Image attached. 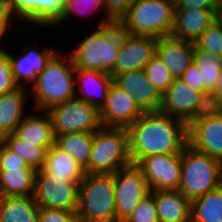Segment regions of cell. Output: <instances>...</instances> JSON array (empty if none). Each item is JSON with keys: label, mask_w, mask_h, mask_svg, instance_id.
Returning <instances> with one entry per match:
<instances>
[{"label": "cell", "mask_w": 222, "mask_h": 222, "mask_svg": "<svg viewBox=\"0 0 222 222\" xmlns=\"http://www.w3.org/2000/svg\"><path fill=\"white\" fill-rule=\"evenodd\" d=\"M215 0H180L175 10L214 9Z\"/></svg>", "instance_id": "obj_42"}, {"label": "cell", "mask_w": 222, "mask_h": 222, "mask_svg": "<svg viewBox=\"0 0 222 222\" xmlns=\"http://www.w3.org/2000/svg\"><path fill=\"white\" fill-rule=\"evenodd\" d=\"M202 93L190 88L181 78L174 79L162 94L159 111L186 123L193 116Z\"/></svg>", "instance_id": "obj_18"}, {"label": "cell", "mask_w": 222, "mask_h": 222, "mask_svg": "<svg viewBox=\"0 0 222 222\" xmlns=\"http://www.w3.org/2000/svg\"><path fill=\"white\" fill-rule=\"evenodd\" d=\"M38 211L33 196L0 197V222H38Z\"/></svg>", "instance_id": "obj_26"}, {"label": "cell", "mask_w": 222, "mask_h": 222, "mask_svg": "<svg viewBox=\"0 0 222 222\" xmlns=\"http://www.w3.org/2000/svg\"><path fill=\"white\" fill-rule=\"evenodd\" d=\"M215 20L214 9L175 10L174 25L170 36L194 43Z\"/></svg>", "instance_id": "obj_21"}, {"label": "cell", "mask_w": 222, "mask_h": 222, "mask_svg": "<svg viewBox=\"0 0 222 222\" xmlns=\"http://www.w3.org/2000/svg\"><path fill=\"white\" fill-rule=\"evenodd\" d=\"M9 3L17 24L19 20L25 26L49 29L61 17L64 0H9Z\"/></svg>", "instance_id": "obj_15"}, {"label": "cell", "mask_w": 222, "mask_h": 222, "mask_svg": "<svg viewBox=\"0 0 222 222\" xmlns=\"http://www.w3.org/2000/svg\"><path fill=\"white\" fill-rule=\"evenodd\" d=\"M178 190L190 201L222 185V162L187 145L182 151Z\"/></svg>", "instance_id": "obj_5"}, {"label": "cell", "mask_w": 222, "mask_h": 222, "mask_svg": "<svg viewBox=\"0 0 222 222\" xmlns=\"http://www.w3.org/2000/svg\"><path fill=\"white\" fill-rule=\"evenodd\" d=\"M154 201L159 222H191V201L179 190H156Z\"/></svg>", "instance_id": "obj_24"}, {"label": "cell", "mask_w": 222, "mask_h": 222, "mask_svg": "<svg viewBox=\"0 0 222 222\" xmlns=\"http://www.w3.org/2000/svg\"><path fill=\"white\" fill-rule=\"evenodd\" d=\"M134 2L135 0H104V17L101 16L100 22L119 23Z\"/></svg>", "instance_id": "obj_37"}, {"label": "cell", "mask_w": 222, "mask_h": 222, "mask_svg": "<svg viewBox=\"0 0 222 222\" xmlns=\"http://www.w3.org/2000/svg\"><path fill=\"white\" fill-rule=\"evenodd\" d=\"M222 116V99H219L213 92H203L197 104L193 116L186 123Z\"/></svg>", "instance_id": "obj_34"}, {"label": "cell", "mask_w": 222, "mask_h": 222, "mask_svg": "<svg viewBox=\"0 0 222 222\" xmlns=\"http://www.w3.org/2000/svg\"><path fill=\"white\" fill-rule=\"evenodd\" d=\"M180 154H158L142 158L136 165L142 170L151 191L178 190L182 173Z\"/></svg>", "instance_id": "obj_11"}, {"label": "cell", "mask_w": 222, "mask_h": 222, "mask_svg": "<svg viewBox=\"0 0 222 222\" xmlns=\"http://www.w3.org/2000/svg\"><path fill=\"white\" fill-rule=\"evenodd\" d=\"M222 71V66H221ZM212 92L219 98L222 99V72L218 76V79L216 80L215 86L212 90Z\"/></svg>", "instance_id": "obj_45"}, {"label": "cell", "mask_w": 222, "mask_h": 222, "mask_svg": "<svg viewBox=\"0 0 222 222\" xmlns=\"http://www.w3.org/2000/svg\"><path fill=\"white\" fill-rule=\"evenodd\" d=\"M169 1L176 6V4H177L180 0H169Z\"/></svg>", "instance_id": "obj_49"}, {"label": "cell", "mask_w": 222, "mask_h": 222, "mask_svg": "<svg viewBox=\"0 0 222 222\" xmlns=\"http://www.w3.org/2000/svg\"><path fill=\"white\" fill-rule=\"evenodd\" d=\"M11 26L12 27H15L13 26V22H0V52H5L6 50V47L4 48L3 47V43L2 41H4V37L6 36L7 37V33L8 32H12L10 31L11 29ZM8 31V32H7ZM2 39V40H1ZM2 44V45H1ZM3 47V48H2Z\"/></svg>", "instance_id": "obj_44"}, {"label": "cell", "mask_w": 222, "mask_h": 222, "mask_svg": "<svg viewBox=\"0 0 222 222\" xmlns=\"http://www.w3.org/2000/svg\"><path fill=\"white\" fill-rule=\"evenodd\" d=\"M143 70L150 83H152L161 94L166 91L174 80L169 69L156 55L147 63Z\"/></svg>", "instance_id": "obj_33"}, {"label": "cell", "mask_w": 222, "mask_h": 222, "mask_svg": "<svg viewBox=\"0 0 222 222\" xmlns=\"http://www.w3.org/2000/svg\"><path fill=\"white\" fill-rule=\"evenodd\" d=\"M157 38L125 34L119 46L118 58L112 70L113 79L122 73L143 70L156 55Z\"/></svg>", "instance_id": "obj_13"}, {"label": "cell", "mask_w": 222, "mask_h": 222, "mask_svg": "<svg viewBox=\"0 0 222 222\" xmlns=\"http://www.w3.org/2000/svg\"><path fill=\"white\" fill-rule=\"evenodd\" d=\"M193 62L200 71L203 92H212L221 74L222 56L195 47Z\"/></svg>", "instance_id": "obj_31"}, {"label": "cell", "mask_w": 222, "mask_h": 222, "mask_svg": "<svg viewBox=\"0 0 222 222\" xmlns=\"http://www.w3.org/2000/svg\"><path fill=\"white\" fill-rule=\"evenodd\" d=\"M131 164L127 128L102 126L94 132L90 162L85 173L114 174Z\"/></svg>", "instance_id": "obj_6"}, {"label": "cell", "mask_w": 222, "mask_h": 222, "mask_svg": "<svg viewBox=\"0 0 222 222\" xmlns=\"http://www.w3.org/2000/svg\"><path fill=\"white\" fill-rule=\"evenodd\" d=\"M75 215L62 209L39 208L38 222H69Z\"/></svg>", "instance_id": "obj_40"}, {"label": "cell", "mask_w": 222, "mask_h": 222, "mask_svg": "<svg viewBox=\"0 0 222 222\" xmlns=\"http://www.w3.org/2000/svg\"><path fill=\"white\" fill-rule=\"evenodd\" d=\"M75 82V97L89 102L100 110L105 104L113 77L111 74L101 71L78 69L75 70Z\"/></svg>", "instance_id": "obj_20"}, {"label": "cell", "mask_w": 222, "mask_h": 222, "mask_svg": "<svg viewBox=\"0 0 222 222\" xmlns=\"http://www.w3.org/2000/svg\"><path fill=\"white\" fill-rule=\"evenodd\" d=\"M191 222H222V185L191 201Z\"/></svg>", "instance_id": "obj_29"}, {"label": "cell", "mask_w": 222, "mask_h": 222, "mask_svg": "<svg viewBox=\"0 0 222 222\" xmlns=\"http://www.w3.org/2000/svg\"><path fill=\"white\" fill-rule=\"evenodd\" d=\"M69 222H88L77 214Z\"/></svg>", "instance_id": "obj_47"}, {"label": "cell", "mask_w": 222, "mask_h": 222, "mask_svg": "<svg viewBox=\"0 0 222 222\" xmlns=\"http://www.w3.org/2000/svg\"><path fill=\"white\" fill-rule=\"evenodd\" d=\"M58 50L51 56L44 70L37 75L30 87L34 95L32 109L48 110L51 106L73 99L76 96L75 68L70 54Z\"/></svg>", "instance_id": "obj_3"}, {"label": "cell", "mask_w": 222, "mask_h": 222, "mask_svg": "<svg viewBox=\"0 0 222 222\" xmlns=\"http://www.w3.org/2000/svg\"><path fill=\"white\" fill-rule=\"evenodd\" d=\"M12 15L9 0H0V22H16Z\"/></svg>", "instance_id": "obj_43"}, {"label": "cell", "mask_w": 222, "mask_h": 222, "mask_svg": "<svg viewBox=\"0 0 222 222\" xmlns=\"http://www.w3.org/2000/svg\"><path fill=\"white\" fill-rule=\"evenodd\" d=\"M80 181H65V178L37 170L33 198L39 208L62 209L77 213Z\"/></svg>", "instance_id": "obj_9"}, {"label": "cell", "mask_w": 222, "mask_h": 222, "mask_svg": "<svg viewBox=\"0 0 222 222\" xmlns=\"http://www.w3.org/2000/svg\"><path fill=\"white\" fill-rule=\"evenodd\" d=\"M143 113L135 100L113 81L105 104L100 109L102 125L104 127L128 128Z\"/></svg>", "instance_id": "obj_12"}, {"label": "cell", "mask_w": 222, "mask_h": 222, "mask_svg": "<svg viewBox=\"0 0 222 222\" xmlns=\"http://www.w3.org/2000/svg\"><path fill=\"white\" fill-rule=\"evenodd\" d=\"M27 97L31 96L30 89L26 87H19L12 92L0 95V140L14 133L29 113L30 110L26 108Z\"/></svg>", "instance_id": "obj_22"}, {"label": "cell", "mask_w": 222, "mask_h": 222, "mask_svg": "<svg viewBox=\"0 0 222 222\" xmlns=\"http://www.w3.org/2000/svg\"><path fill=\"white\" fill-rule=\"evenodd\" d=\"M124 222H159L154 191H151L136 207L133 213Z\"/></svg>", "instance_id": "obj_36"}, {"label": "cell", "mask_w": 222, "mask_h": 222, "mask_svg": "<svg viewBox=\"0 0 222 222\" xmlns=\"http://www.w3.org/2000/svg\"><path fill=\"white\" fill-rule=\"evenodd\" d=\"M103 10L104 0H64L63 13L52 27L54 29L56 26L59 27V24H66V21L69 22L73 15L75 16L77 14L78 16V13L79 15L86 17L89 15L91 16L92 14L96 15L98 11H100L99 13L103 16Z\"/></svg>", "instance_id": "obj_32"}, {"label": "cell", "mask_w": 222, "mask_h": 222, "mask_svg": "<svg viewBox=\"0 0 222 222\" xmlns=\"http://www.w3.org/2000/svg\"><path fill=\"white\" fill-rule=\"evenodd\" d=\"M215 21L222 27V12L216 13V20Z\"/></svg>", "instance_id": "obj_48"}, {"label": "cell", "mask_w": 222, "mask_h": 222, "mask_svg": "<svg viewBox=\"0 0 222 222\" xmlns=\"http://www.w3.org/2000/svg\"><path fill=\"white\" fill-rule=\"evenodd\" d=\"M188 145L222 162V116L186 123Z\"/></svg>", "instance_id": "obj_16"}, {"label": "cell", "mask_w": 222, "mask_h": 222, "mask_svg": "<svg viewBox=\"0 0 222 222\" xmlns=\"http://www.w3.org/2000/svg\"><path fill=\"white\" fill-rule=\"evenodd\" d=\"M175 5L169 0H135L118 23L130 35L161 38L170 36Z\"/></svg>", "instance_id": "obj_4"}, {"label": "cell", "mask_w": 222, "mask_h": 222, "mask_svg": "<svg viewBox=\"0 0 222 222\" xmlns=\"http://www.w3.org/2000/svg\"><path fill=\"white\" fill-rule=\"evenodd\" d=\"M94 132H76L55 135V144L68 154L85 171L90 162Z\"/></svg>", "instance_id": "obj_27"}, {"label": "cell", "mask_w": 222, "mask_h": 222, "mask_svg": "<svg viewBox=\"0 0 222 222\" xmlns=\"http://www.w3.org/2000/svg\"><path fill=\"white\" fill-rule=\"evenodd\" d=\"M194 44L197 49L222 56V27L214 21L203 31Z\"/></svg>", "instance_id": "obj_35"}, {"label": "cell", "mask_w": 222, "mask_h": 222, "mask_svg": "<svg viewBox=\"0 0 222 222\" xmlns=\"http://www.w3.org/2000/svg\"><path fill=\"white\" fill-rule=\"evenodd\" d=\"M35 169L0 170V197L33 196Z\"/></svg>", "instance_id": "obj_28"}, {"label": "cell", "mask_w": 222, "mask_h": 222, "mask_svg": "<svg viewBox=\"0 0 222 222\" xmlns=\"http://www.w3.org/2000/svg\"><path fill=\"white\" fill-rule=\"evenodd\" d=\"M1 141L36 171L43 168L47 150L51 147L34 146L32 143L20 139L15 133L4 136Z\"/></svg>", "instance_id": "obj_30"}, {"label": "cell", "mask_w": 222, "mask_h": 222, "mask_svg": "<svg viewBox=\"0 0 222 222\" xmlns=\"http://www.w3.org/2000/svg\"><path fill=\"white\" fill-rule=\"evenodd\" d=\"M76 214L88 222H116L113 174H85Z\"/></svg>", "instance_id": "obj_7"}, {"label": "cell", "mask_w": 222, "mask_h": 222, "mask_svg": "<svg viewBox=\"0 0 222 222\" xmlns=\"http://www.w3.org/2000/svg\"><path fill=\"white\" fill-rule=\"evenodd\" d=\"M97 28L84 33L75 47L69 52L76 70L101 71L111 74L115 67L119 46L125 32L118 23L96 22Z\"/></svg>", "instance_id": "obj_2"}, {"label": "cell", "mask_w": 222, "mask_h": 222, "mask_svg": "<svg viewBox=\"0 0 222 222\" xmlns=\"http://www.w3.org/2000/svg\"><path fill=\"white\" fill-rule=\"evenodd\" d=\"M19 87L14 79L6 52H0V95L12 92Z\"/></svg>", "instance_id": "obj_38"}, {"label": "cell", "mask_w": 222, "mask_h": 222, "mask_svg": "<svg viewBox=\"0 0 222 222\" xmlns=\"http://www.w3.org/2000/svg\"><path fill=\"white\" fill-rule=\"evenodd\" d=\"M214 12L215 14L218 12H222V0H215Z\"/></svg>", "instance_id": "obj_46"}, {"label": "cell", "mask_w": 222, "mask_h": 222, "mask_svg": "<svg viewBox=\"0 0 222 222\" xmlns=\"http://www.w3.org/2000/svg\"><path fill=\"white\" fill-rule=\"evenodd\" d=\"M33 169L0 140V170Z\"/></svg>", "instance_id": "obj_39"}, {"label": "cell", "mask_w": 222, "mask_h": 222, "mask_svg": "<svg viewBox=\"0 0 222 222\" xmlns=\"http://www.w3.org/2000/svg\"><path fill=\"white\" fill-rule=\"evenodd\" d=\"M113 81L135 100L143 112L159 111L162 94L150 83L144 70L119 74Z\"/></svg>", "instance_id": "obj_17"}, {"label": "cell", "mask_w": 222, "mask_h": 222, "mask_svg": "<svg viewBox=\"0 0 222 222\" xmlns=\"http://www.w3.org/2000/svg\"><path fill=\"white\" fill-rule=\"evenodd\" d=\"M46 111L51 117L54 135L95 132L103 126L100 110L76 97L51 106Z\"/></svg>", "instance_id": "obj_8"}, {"label": "cell", "mask_w": 222, "mask_h": 222, "mask_svg": "<svg viewBox=\"0 0 222 222\" xmlns=\"http://www.w3.org/2000/svg\"><path fill=\"white\" fill-rule=\"evenodd\" d=\"M132 164L158 154H180L188 145L187 125L161 111L144 112L127 128Z\"/></svg>", "instance_id": "obj_1"}, {"label": "cell", "mask_w": 222, "mask_h": 222, "mask_svg": "<svg viewBox=\"0 0 222 222\" xmlns=\"http://www.w3.org/2000/svg\"><path fill=\"white\" fill-rule=\"evenodd\" d=\"M113 179L116 222H124L151 190L136 164L119 169L113 174Z\"/></svg>", "instance_id": "obj_10"}, {"label": "cell", "mask_w": 222, "mask_h": 222, "mask_svg": "<svg viewBox=\"0 0 222 222\" xmlns=\"http://www.w3.org/2000/svg\"><path fill=\"white\" fill-rule=\"evenodd\" d=\"M200 71L193 62L183 73L181 79L192 89L203 92V82H201Z\"/></svg>", "instance_id": "obj_41"}, {"label": "cell", "mask_w": 222, "mask_h": 222, "mask_svg": "<svg viewBox=\"0 0 222 222\" xmlns=\"http://www.w3.org/2000/svg\"><path fill=\"white\" fill-rule=\"evenodd\" d=\"M39 43L26 44L22 48V53L19 55L6 50V54L9 58L12 73L16 83L20 87L29 88L35 83L37 75L41 73L48 60L58 50L53 47H44L39 50L37 48ZM36 47V48H35Z\"/></svg>", "instance_id": "obj_14"}, {"label": "cell", "mask_w": 222, "mask_h": 222, "mask_svg": "<svg viewBox=\"0 0 222 222\" xmlns=\"http://www.w3.org/2000/svg\"><path fill=\"white\" fill-rule=\"evenodd\" d=\"M195 44L171 36L157 39L156 56L169 69L174 79H180L193 63Z\"/></svg>", "instance_id": "obj_19"}, {"label": "cell", "mask_w": 222, "mask_h": 222, "mask_svg": "<svg viewBox=\"0 0 222 222\" xmlns=\"http://www.w3.org/2000/svg\"><path fill=\"white\" fill-rule=\"evenodd\" d=\"M42 169L47 174L65 178V181H81L86 174L73 157L55 143L47 150Z\"/></svg>", "instance_id": "obj_25"}, {"label": "cell", "mask_w": 222, "mask_h": 222, "mask_svg": "<svg viewBox=\"0 0 222 222\" xmlns=\"http://www.w3.org/2000/svg\"><path fill=\"white\" fill-rule=\"evenodd\" d=\"M29 107L32 112L23 118L14 133L34 146H52L55 143V135L49 113L45 110L38 112L37 109Z\"/></svg>", "instance_id": "obj_23"}]
</instances>
